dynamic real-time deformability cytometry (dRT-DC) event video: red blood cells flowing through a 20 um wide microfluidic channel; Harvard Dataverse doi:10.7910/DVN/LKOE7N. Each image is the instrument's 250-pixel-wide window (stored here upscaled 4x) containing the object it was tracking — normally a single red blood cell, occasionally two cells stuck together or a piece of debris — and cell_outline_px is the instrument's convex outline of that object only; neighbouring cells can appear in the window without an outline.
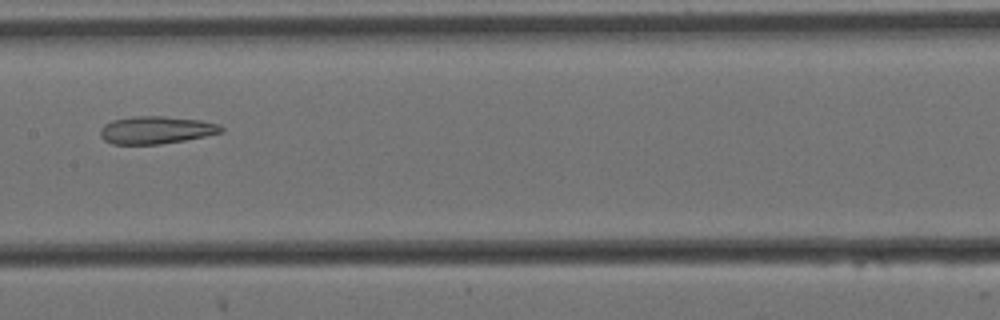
{"species": "Egyptian fruit bat (a non-hibernating species)", "species_latin": "Rousettus aegyptiacus", "temperature_condition": "cold", "stored_images_in_passage": 8, "camera_frame_rate_fps": 3000, "um_per_image_px": 0.085, "animal": {"sex": "female"}, "frame": {"image": 1, "passage_image": 8, "time_ms": 2.333, "image_size_px": [1000, 320], "cell_outline_px": [[224, 132], [184, 140], [160, 144], [112, 144], [104, 140], [100, 136], [100, 128], [104, 124], [112, 120], [136, 116], [164, 116], [200, 120], [220, 124], [224, 128]], "centroid_in_image_um": [13.27, 11.05], "position_along_channel_um": 194.1, "area_um2": 19.48}}